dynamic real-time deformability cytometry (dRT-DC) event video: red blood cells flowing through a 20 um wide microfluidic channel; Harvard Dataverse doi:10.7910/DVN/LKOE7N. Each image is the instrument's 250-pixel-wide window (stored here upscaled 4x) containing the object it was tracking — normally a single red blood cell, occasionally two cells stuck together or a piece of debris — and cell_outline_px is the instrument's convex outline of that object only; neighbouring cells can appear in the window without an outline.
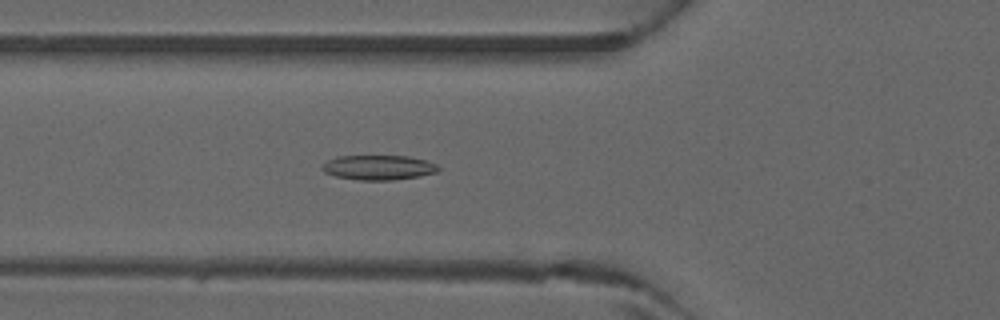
{"species": "common noctule bat (a hibernating species)", "species_latin": "Nyctalus noctula", "temperature_condition": "warm", "stored_images_in_passage": 46, "camera_frame_rate_fps": 3000, "um_per_image_px": 0.085, "animal": {"sex": "male", "forearm_length_mm": 52.5}, "frame": {"image": 1, "passage_image": 17, "time_ms": 5.333, "image_size_px": [1000, 320], "cell_outline_px": [[440, 168], [436, 172], [420, 176], [392, 180], [356, 180], [336, 176], [324, 172], [320, 168], [328, 160], [336, 156], [408, 156], [424, 160], [436, 164]], "centroid_in_image_um": [32.15, 14.24], "position_along_channel_um": 93.6, "area_um2": 16.7}}
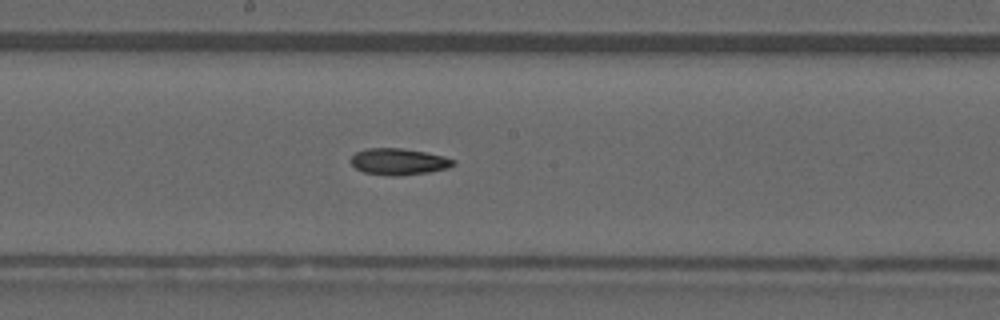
{"frame": {"image": 2, "passage_image": 25, "time_ms": 8.0, "image_size_px": [1000, 320], "cell_outline_px": [[456, 164], [448, 168], [428, 172], [396, 176], [388, 176], [364, 172], [356, 168], [348, 160], [356, 152], [364, 148], [404, 148], [444, 156], [456, 160]], "centroid_in_image_um": [33.88, 13.73], "position_along_channel_um": 214.3, "area_um2": 15.95}}
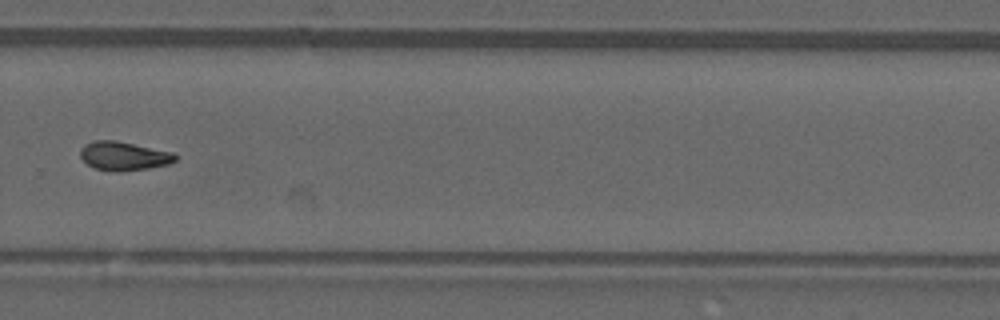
{"frame": {"image": 3, "passage_image": 32, "time_ms": 10.333, "image_size_px": [1000, 320], "cell_outline_px": [[180, 156], [176, 160], [168, 164], [148, 168], [120, 172], [112, 172], [92, 168], [80, 156], [80, 148], [84, 144], [92, 140], [116, 140], [176, 152]], "centroid_in_image_um": [10.54, 13.25], "position_along_channel_um": 319.3, "area_um2": 16.42}}